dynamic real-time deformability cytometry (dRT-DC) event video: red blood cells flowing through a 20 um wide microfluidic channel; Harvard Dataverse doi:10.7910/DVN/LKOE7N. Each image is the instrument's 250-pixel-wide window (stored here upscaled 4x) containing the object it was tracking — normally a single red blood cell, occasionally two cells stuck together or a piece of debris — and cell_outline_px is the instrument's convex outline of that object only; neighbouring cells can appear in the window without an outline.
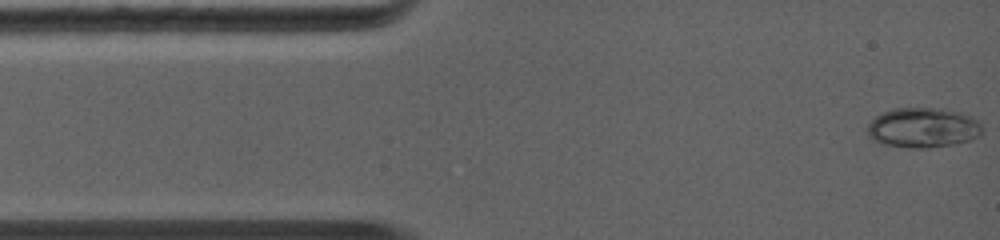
{"species": "common noctule bat (a hibernating species)", "species_latin": "Nyctalus noctula", "temperature_condition": "warm", "stored_images_in_passage": 64, "camera_frame_rate_fps": 5000, "um_per_image_px": 0.085, "animal": {"sex": "female", "body_mass_g": 19.0, "forearm_length_mm": 56.7}, "frame": {"image": 1, "passage_image": 1, "time_ms": 0.0, "image_size_px": [1000, 240], "cell_outline_px": [[980, 132], [972, 140], [952, 144], [924, 148], [912, 148], [888, 144], [872, 140], [868, 136], [868, 124], [880, 112], [892, 108], [936, 108], [960, 112], [976, 120], [980, 124]], "centroid_in_image_um": [78.4, 10.84], "position_along_channel_um": 6.6, "area_um2": 26.36}}
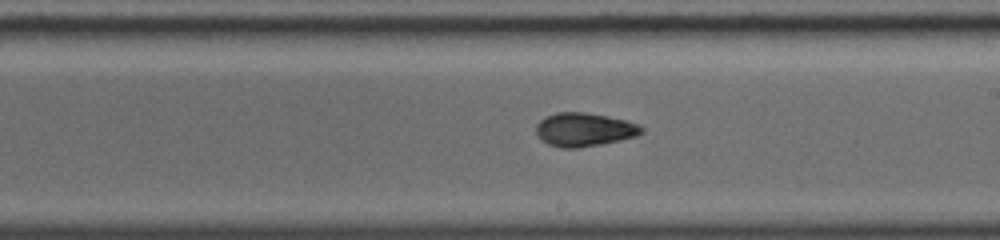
{"frame": {"image": 2, "passage_image": 28, "time_ms": 6.8, "image_size_px": [1000, 240], "cell_outline_px": [[644, 132], [636, 136], [620, 140], [600, 144], [576, 148], [560, 148], [548, 144], [540, 140], [536, 132], [536, 124], [540, 120], [556, 112], [580, 112], [604, 116], [624, 120], [636, 124], [644, 128]], "centroid_in_image_um": [49.62, 11.03], "position_along_channel_um": 239.4, "area_um2": 20.4}}
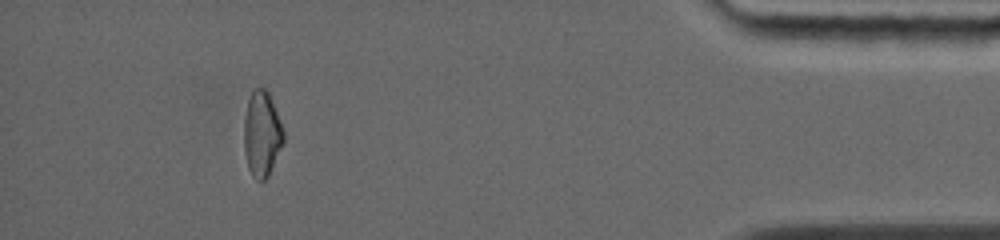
{"frame": {"image": 3, "passage_image": 54, "time_ms": 12.0, "image_size_px": [1000, 240], "cell_outline_px": [[284, 144], [268, 176], [264, 180], [256, 180], [252, 176], [248, 168], [244, 152], [244, 120], [248, 100], [252, 92], [256, 88], [264, 88], [268, 92], [284, 132]], "centroid_in_image_um": [22.26, 11.43], "position_along_channel_um": 412.9, "area_um2": 19.59}, "authors_computed_cell_mechanics": {"area_um2": 20.1722, "velocity_mm_per_s": 4.5224, "shape_relaxation_time_tau1_ms": 6.4206, "shape_relaxation_time_tau2_ms": 1.9116, "deformation_change_tau1": 0.2161, "deformation_change_tau2": 0.0388}}